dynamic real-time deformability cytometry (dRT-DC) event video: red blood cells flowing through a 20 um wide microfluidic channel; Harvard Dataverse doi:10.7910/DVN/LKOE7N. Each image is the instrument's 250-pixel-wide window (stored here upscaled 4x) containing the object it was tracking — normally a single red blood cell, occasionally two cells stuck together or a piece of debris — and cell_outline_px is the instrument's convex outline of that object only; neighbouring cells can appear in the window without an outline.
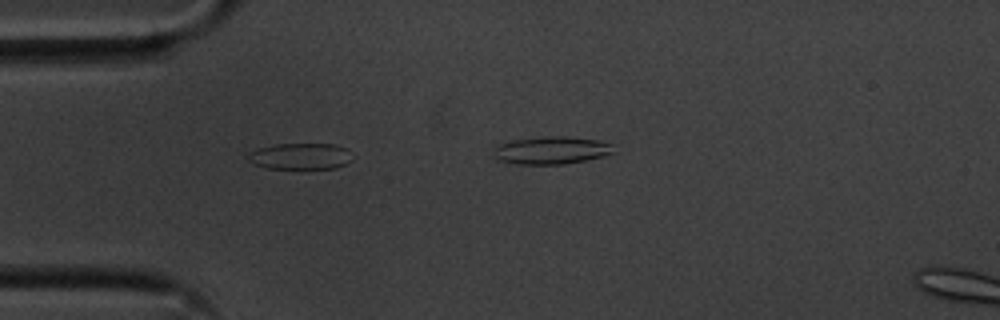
{"species": "common noctule bat (a hibernating species)", "species_latin": "Nyctalus noctula", "temperature_condition": "cold", "stored_images_in_passage": 8, "camera_frame_rate_fps": 3000, "um_per_image_px": 0.085, "animal": {"sex": "male", "body_mass_g": 20.1, "forearm_length_mm": 53.5}, "frame": {"image": 1, "passage_image": 1, "time_ms": 0.0, "image_size_px": [1000, 320], "cell_outline_px": [[356, 156], [352, 160], [336, 168], [268, 168], [256, 164], [248, 160], [248, 152], [256, 148], [276, 144], [336, 144], [348, 148]], "centroid_in_image_um": [25.6, 13.26], "position_along_channel_um": 59.4, "area_um2": 16.18}}
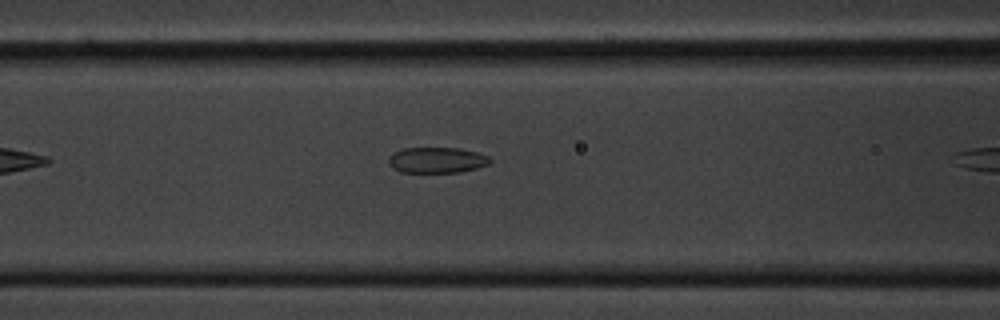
{"frame": {"image": 2, "passage_image": 7, "time_ms": 2.0, "image_size_px": [1000, 320], "cell_outline_px": [[492, 160], [488, 164], [476, 168], [460, 172], [400, 172], [392, 168], [388, 164], [388, 156], [404, 148], [460, 148], [476, 152], [488, 156]], "centroid_in_image_um": [37.11, 13.61], "position_along_channel_um": 129.5, "area_um2": 15.2}}